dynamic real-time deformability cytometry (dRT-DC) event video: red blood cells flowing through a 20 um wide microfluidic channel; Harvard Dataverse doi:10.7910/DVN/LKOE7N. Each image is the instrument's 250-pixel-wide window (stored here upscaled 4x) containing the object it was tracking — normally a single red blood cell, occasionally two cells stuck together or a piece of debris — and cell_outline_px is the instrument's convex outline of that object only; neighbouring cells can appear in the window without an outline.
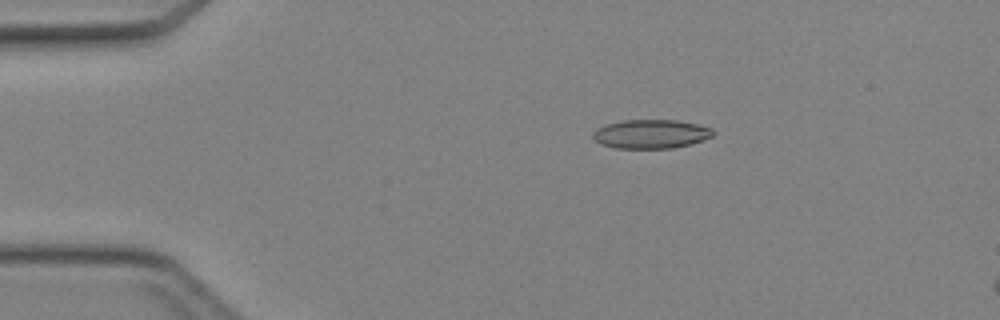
{"species": "Egyptian fruit bat (a non-hibernating species)", "species_latin": "Rousettus aegyptiacus", "temperature_condition": "cold", "stored_images_in_passage": 15, "camera_frame_rate_fps": 3000, "um_per_image_px": 0.085, "animal": {"sex": "female"}, "frame": {"image": 1, "passage_image": 9, "time_ms": 2.667, "image_size_px": [1000, 320], "cell_outline_px": [[716, 132], [712, 136], [704, 140], [692, 144], [672, 148], [616, 148], [600, 144], [592, 136], [592, 132], [596, 128], [604, 124], [620, 120], [676, 120], [696, 124], [712, 128]], "centroid_in_image_um": [55.32, 11.38], "position_along_channel_um": 29.7, "area_um2": 20.46}}